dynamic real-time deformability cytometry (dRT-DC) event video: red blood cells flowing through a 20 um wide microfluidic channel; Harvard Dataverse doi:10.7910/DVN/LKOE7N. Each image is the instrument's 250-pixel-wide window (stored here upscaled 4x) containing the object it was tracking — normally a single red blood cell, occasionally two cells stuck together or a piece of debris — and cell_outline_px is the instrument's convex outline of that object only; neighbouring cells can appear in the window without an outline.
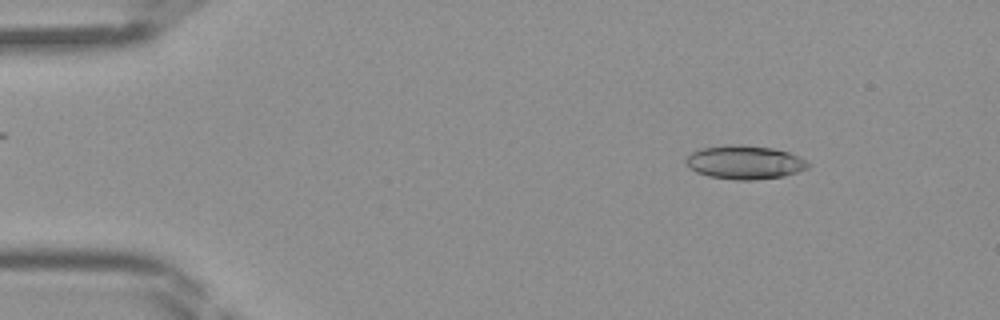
{"species": "Egyptian fruit bat (a non-hibernating species)", "species_latin": "Rousettus aegyptiacus", "temperature_condition": "room temperature", "stored_images_in_passage": 43, "camera_frame_rate_fps": 3000, "um_per_image_px": 0.085, "frame": {"image": 1, "passage_image": 5, "time_ms": 1.333, "image_size_px": [1000, 320], "cell_outline_px": [[812, 164], [808, 168], [784, 176], [756, 180], [736, 180], [708, 176], [696, 172], [688, 168], [684, 160], [692, 152], [700, 148], [724, 144], [744, 144], [772, 148], [788, 152]], "centroid_in_image_um": [63.26, 13.79], "position_along_channel_um": 21.7, "area_um2": 24.22}}
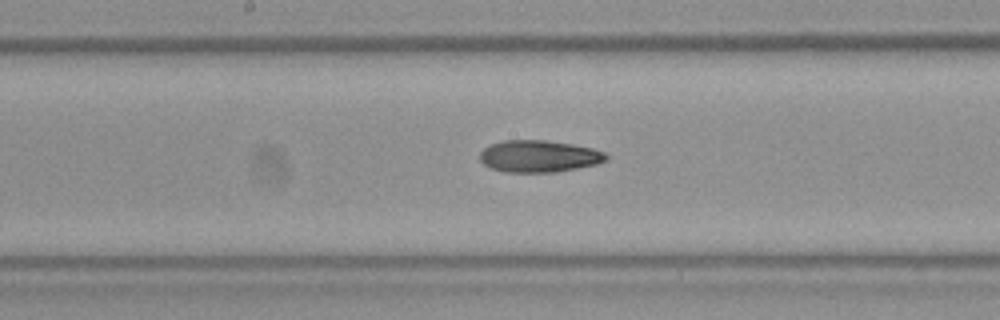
{"frame": {"image": 2, "passage_image": 22, "time_ms": 7.0, "image_size_px": [1000, 320], "cell_outline_px": [[608, 160], [596, 164], [556, 172], [504, 172], [488, 168], [480, 160], [480, 152], [484, 148], [492, 144], [504, 140], [544, 140], [572, 144], [592, 148], [604, 152], [608, 156]], "centroid_in_image_um": [45.79, 13.28], "position_along_channel_um": 202.4, "area_um2": 23.52}}
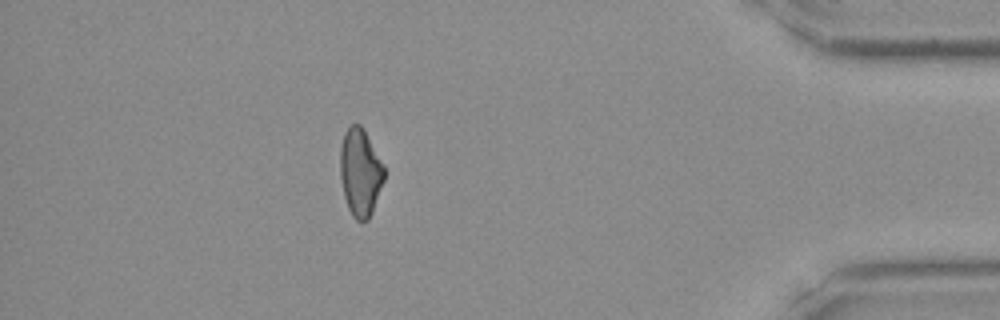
{"frame": {"image": 3, "passage_image": 38, "time_ms": 12.333, "image_size_px": [1000, 320], "cell_outline_px": [[384, 180], [372, 212], [368, 220], [356, 220], [352, 216], [348, 208], [344, 196], [340, 176], [340, 148], [344, 132], [352, 124], [360, 124], [364, 128], [384, 164]], "centroid_in_image_um": [30.62, 14.63], "position_along_channel_um": 404.6, "area_um2": 22.6}}